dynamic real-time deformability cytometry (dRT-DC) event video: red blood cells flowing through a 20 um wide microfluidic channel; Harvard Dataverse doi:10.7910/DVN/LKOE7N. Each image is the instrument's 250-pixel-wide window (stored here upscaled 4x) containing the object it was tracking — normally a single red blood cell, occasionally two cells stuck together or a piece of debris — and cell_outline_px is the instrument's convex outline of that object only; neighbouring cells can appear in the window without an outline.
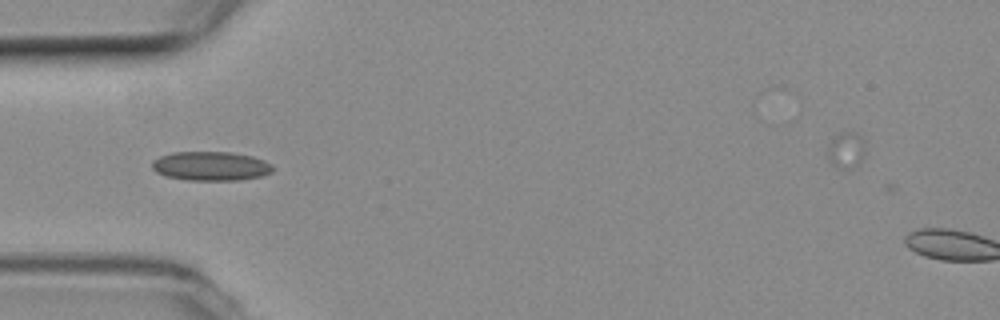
{"species": "common noctule bat (a hibernating species)", "species_latin": "Nyctalus noctula", "temperature_condition": "room temperature", "stored_images_in_passage": 39, "camera_frame_rate_fps": 3000, "um_per_image_px": 0.085, "animal": {"sex": "female", "body_mass_g": 19.3, "forearm_length_mm": 54.1}, "frame": {"image": 1, "passage_image": 2, "time_ms": 0.333, "image_size_px": [1000, 320], "cell_outline_px": [[272, 172], [264, 176], [240, 180], [188, 180], [164, 176], [156, 172], [152, 168], [152, 160], [160, 156], [172, 152], [228, 152], [252, 156], [264, 160], [272, 164]], "centroid_in_image_um": [17.91, 14.12], "position_along_channel_um": 67.1, "area_um2": 20.63}}
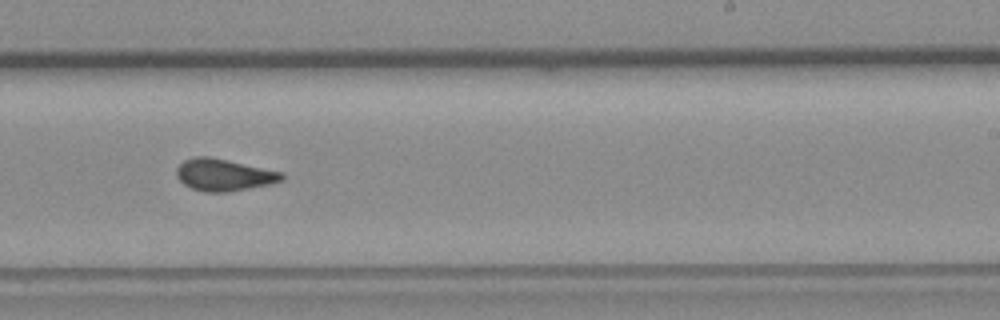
{"frame": {"image": 2, "passage_image": 18, "time_ms": 5.667, "image_size_px": [1000, 320], "cell_outline_px": [[284, 180], [272, 184], [228, 192], [204, 192], [192, 188], [184, 184], [176, 176], [176, 168], [184, 160], [196, 156], [208, 156], [228, 160], [284, 172]], "centroid_in_image_um": [19.05, 14.86], "position_along_channel_um": 269.9, "area_um2": 19.77}}
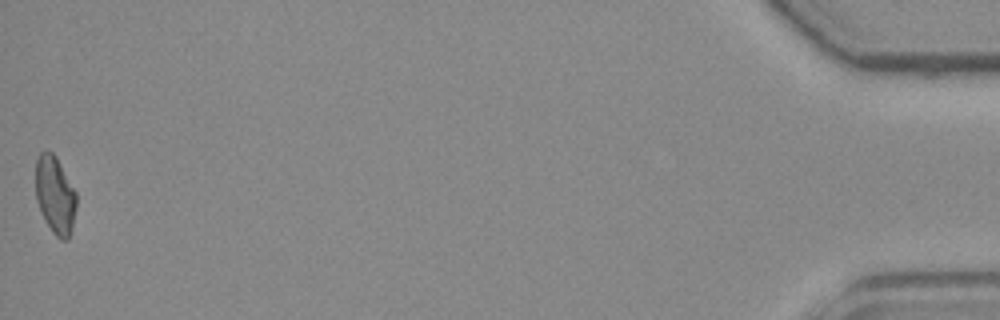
{"frame": {"image": 3, "passage_image": 39, "time_ms": 12.667, "image_size_px": [1000, 320], "cell_outline_px": [[76, 208], [68, 240], [60, 240], [52, 232], [36, 200], [36, 160], [40, 152], [52, 152], [56, 156], [76, 192]], "centroid_in_image_um": [4.69, 16.57], "position_along_channel_um": 430.5, "area_um2": 18.15}, "authors_computed_cell_mechanics": {"area_um2": 19.2474, "velocity_mm_per_s": 3.7974, "shape_relaxation_time_tau1_ms": null, "shape_relaxation_time_tau2_ms": 1.2046, "deformation_change_tau1": null, "deformation_change_tau2": 0.0615}}